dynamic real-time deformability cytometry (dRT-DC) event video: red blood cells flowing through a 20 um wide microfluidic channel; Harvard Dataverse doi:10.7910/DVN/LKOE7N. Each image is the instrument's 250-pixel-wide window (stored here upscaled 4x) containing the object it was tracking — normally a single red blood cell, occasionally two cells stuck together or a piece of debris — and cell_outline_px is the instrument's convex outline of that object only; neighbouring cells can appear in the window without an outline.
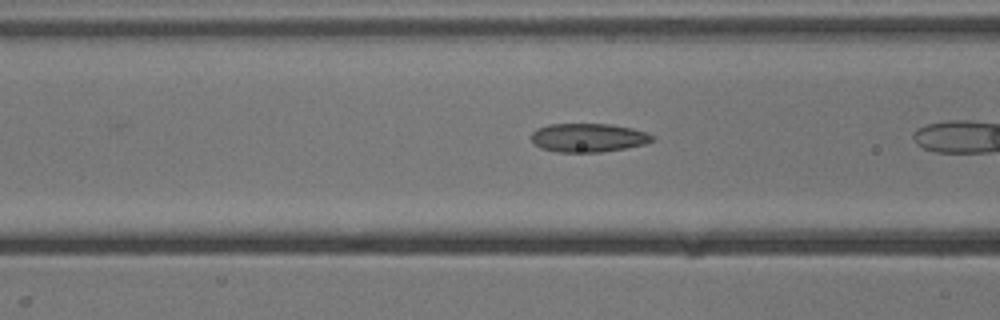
{"species": "common noctule bat (a hibernating species)", "species_latin": "Nyctalus noctula", "temperature_condition": "cold", "stored_images_in_passage": 10, "camera_frame_rate_fps": 3000, "um_per_image_px": 0.085, "animal": {"sex": "male", "body_mass_g": 13.3}, "frame": {"image": 1, "passage_image": 5, "time_ms": 1.333, "image_size_px": [1000, 320], "cell_outline_px": [[652, 140], [644, 144], [624, 148], [600, 152], [556, 152], [540, 148], [532, 140], [532, 132], [536, 128], [548, 124], [608, 124], [632, 128], [644, 132], [652, 136]], "centroid_in_image_um": [49.94, 11.7], "position_along_channel_um": 116.7, "area_um2": 20.0}}